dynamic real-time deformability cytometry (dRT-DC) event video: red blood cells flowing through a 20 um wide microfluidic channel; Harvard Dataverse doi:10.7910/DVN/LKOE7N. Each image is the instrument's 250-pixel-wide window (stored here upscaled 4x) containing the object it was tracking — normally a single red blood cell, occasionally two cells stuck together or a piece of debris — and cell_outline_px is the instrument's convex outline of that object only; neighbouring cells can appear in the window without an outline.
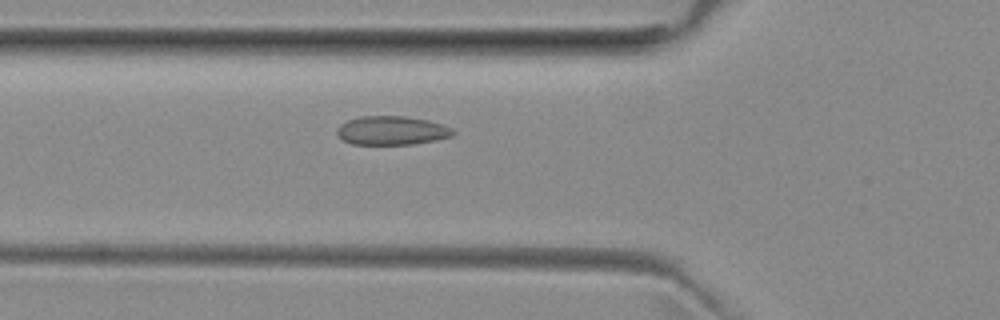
{"species": "common noctule bat (a hibernating species)", "species_latin": "Nyctalus noctula", "temperature_condition": "room temperature", "stored_images_in_passage": 37, "camera_frame_rate_fps": 3000, "um_per_image_px": 0.085, "animal": {"sex": "female", "body_mass_g": 29.2, "forearm_length_mm": 56.3}, "frame": {"image": 1, "passage_image": 10, "time_ms": 3.0, "image_size_px": [1000, 320], "cell_outline_px": [[456, 132], [452, 136], [436, 140], [412, 144], [352, 144], [344, 140], [336, 132], [336, 128], [340, 124], [348, 120], [360, 116], [404, 116], [428, 120], [444, 124], [452, 128]], "centroid_in_image_um": [33.32, 11.08], "position_along_channel_um": 92.5, "area_um2": 19.54}}
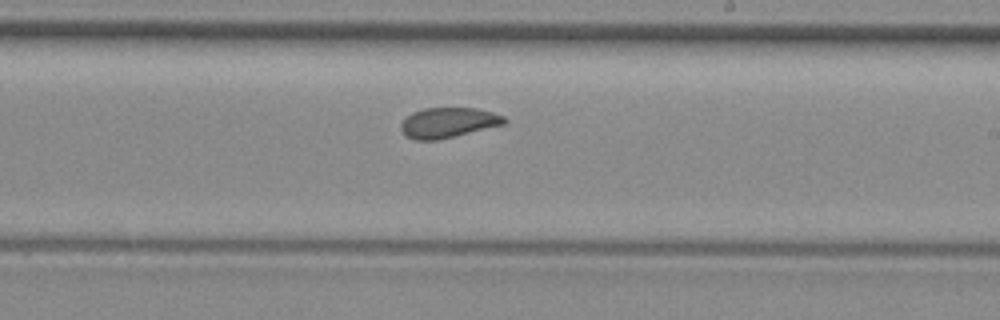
{"frame": {"image": 2, "passage_image": 22, "time_ms": 7.0, "image_size_px": [1000, 320], "cell_outline_px": [[508, 120], [504, 124], [436, 140], [412, 140], [400, 128], [400, 124], [412, 112], [424, 108], [476, 108], [492, 112], [504, 116]], "centroid_in_image_um": [38.09, 10.41], "position_along_channel_um": 250.9, "area_um2": 17.92}}
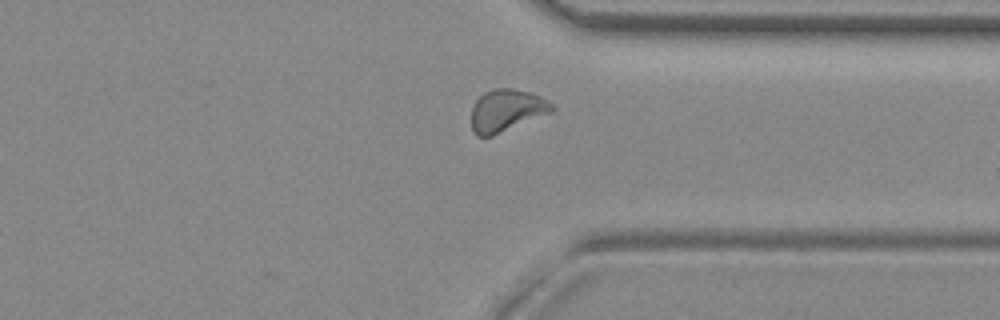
{"frame": {"image": 3, "passage_image": 31, "time_ms": 10.0, "image_size_px": [1000, 320], "cell_outline_px": [[556, 108], [552, 112], [492, 136], [476, 136], [472, 128], [472, 108], [476, 100], [484, 92], [492, 88], [512, 88], [532, 92], [540, 96], [552, 104]], "centroid_in_image_um": [43.06, 9.37], "position_along_channel_um": 368.3, "area_um2": 19.83}, "authors_computed_cell_mechanics": {"area_um2": 18.785, "velocity_mm_per_s": 3.9602, "shape_relaxation_time_tau1_ms": 5.0697, "shape_relaxation_time_tau2_ms": 1.2423, "deformation_change_tau1": 0.0901, "deformation_change_tau2": 0.037}}